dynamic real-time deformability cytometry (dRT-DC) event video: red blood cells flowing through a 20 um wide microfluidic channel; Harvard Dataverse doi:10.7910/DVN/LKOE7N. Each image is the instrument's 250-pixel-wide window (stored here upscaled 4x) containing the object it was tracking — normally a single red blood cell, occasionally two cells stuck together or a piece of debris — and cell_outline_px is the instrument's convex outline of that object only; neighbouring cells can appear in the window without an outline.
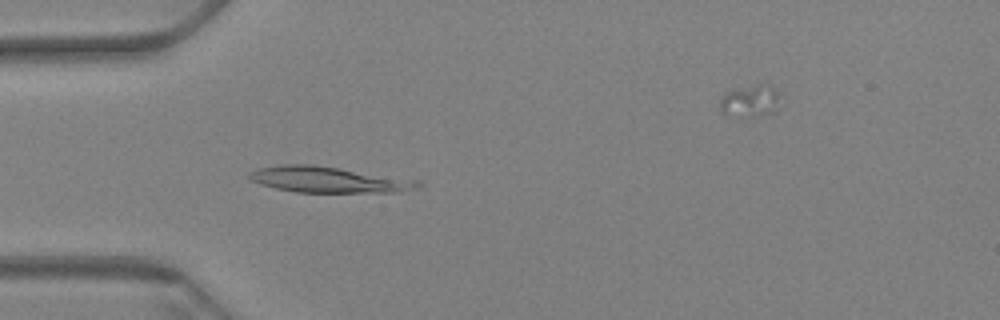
{"species": "Egyptian fruit bat (a non-hibernating species)", "species_latin": "Rousettus aegyptiacus", "temperature_condition": "warm", "stored_images_in_passage": 19, "camera_frame_rate_fps": 3000, "um_per_image_px": 0.085, "animal": {"sex": "female"}, "frame": {"image": 1, "passage_image": 18, "time_ms": 5.667, "image_size_px": [1000, 320], "cell_outline_px": [[424, 184], [420, 188], [400, 192], [296, 192], [276, 188], [260, 184], [252, 180], [248, 176], [256, 168], [284, 164], [312, 164], [340, 168], [420, 180]], "centroid_in_image_um": [28.0, 15.27], "position_along_channel_um": 57.0, "area_um2": 25.61}}